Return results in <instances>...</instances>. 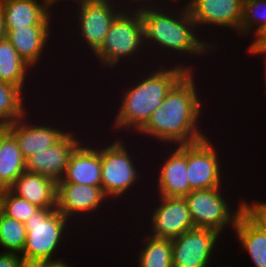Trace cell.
<instances>
[{"label": "cell", "instance_id": "obj_1", "mask_svg": "<svg viewBox=\"0 0 266 267\" xmlns=\"http://www.w3.org/2000/svg\"><path fill=\"white\" fill-rule=\"evenodd\" d=\"M139 12L151 65L153 62L178 65L192 72L199 69L194 62L205 65L202 59L218 55V51L199 32L183 0H173L168 5Z\"/></svg>", "mask_w": 266, "mask_h": 267}, {"label": "cell", "instance_id": "obj_2", "mask_svg": "<svg viewBox=\"0 0 266 267\" xmlns=\"http://www.w3.org/2000/svg\"><path fill=\"white\" fill-rule=\"evenodd\" d=\"M198 74L199 79L204 76L198 71L187 72L171 88L161 106L153 111L146 124L135 134L138 138L134 137V139H138L136 141L138 144L141 143L139 138L143 139V137L142 143L144 141L146 143L145 138L149 140L147 149L151 140L153 144L157 142V146L153 145L154 154L157 149L159 150L158 147L192 144L209 135L205 132L209 125L206 126L203 123L205 121L202 120L208 118L205 115L208 113L206 110L209 109L205 105L207 98L204 100V96L201 95L205 93L202 92L203 88L201 90L203 85L200 84L202 81L198 79ZM204 108H206L205 111Z\"/></svg>", "mask_w": 266, "mask_h": 267}, {"label": "cell", "instance_id": "obj_3", "mask_svg": "<svg viewBox=\"0 0 266 267\" xmlns=\"http://www.w3.org/2000/svg\"><path fill=\"white\" fill-rule=\"evenodd\" d=\"M151 66L143 67V69L139 67L126 70V73L130 75L129 77L124 73L125 71H122L123 75L120 78H125L122 81L126 85L119 89V91L122 89L120 91L122 94L119 93L116 99L120 100L117 102L112 100L114 101L112 104L116 105L119 102L116 105L119 106L118 109L113 108V113H116H114V117L110 116L111 126L108 124L109 128H107L110 129L108 130L110 132L113 130L111 134L113 133L114 136L119 132L123 134L125 131L124 134L130 133L129 135H131L132 133L129 137L133 138L146 124L153 111L161 106L171 88L188 72L178 65L152 64ZM129 71L131 72L128 73Z\"/></svg>", "mask_w": 266, "mask_h": 267}, {"label": "cell", "instance_id": "obj_4", "mask_svg": "<svg viewBox=\"0 0 266 267\" xmlns=\"http://www.w3.org/2000/svg\"><path fill=\"white\" fill-rule=\"evenodd\" d=\"M109 133L110 132H107L106 139H104L105 136L100 135L98 133L99 138L100 136H102L100 138L102 142L101 143V187H102V190L105 196L111 201V204H114L115 207L117 205L119 207L121 206L119 210L120 211L123 210L124 212L125 210L123 206L127 205L126 201L129 198L133 199L131 201L133 204L132 206H135L134 204L137 202L139 203L140 201H143L137 198L139 197V194H140V192L138 191V188L139 187L141 188L144 187L146 189L148 188V186H145L149 184L146 182L147 180L145 179L144 174L147 175L149 173L144 172V171L145 169L146 171H149V170L147 168H141L144 165V163H142V165L141 163H139L138 160L140 158L133 151L134 148L132 147L135 145V141H134L135 139H133V141L130 140L129 141L130 143L128 144L127 140L129 137H125V136L123 137V135L122 136L117 135L116 137L115 136L113 137V135L108 136ZM125 138L127 139L125 140ZM130 144H132V146ZM137 157H138V160H137ZM144 181L146 184L144 183ZM136 190L138 192H136ZM137 193L138 195H136ZM131 194L133 197L131 196ZM133 194L137 196L135 200H134L135 196ZM129 195L130 197H128ZM124 199H125V202H122L124 201ZM137 199H139V201H137ZM133 201L134 202L136 201V202L133 203ZM119 202L125 203V205L124 204L120 205Z\"/></svg>", "mask_w": 266, "mask_h": 267}, {"label": "cell", "instance_id": "obj_5", "mask_svg": "<svg viewBox=\"0 0 266 267\" xmlns=\"http://www.w3.org/2000/svg\"><path fill=\"white\" fill-rule=\"evenodd\" d=\"M145 50L141 13L122 10L108 30L102 47L91 56V59L95 60L92 62L96 65L94 67L97 68L99 65L106 77L108 73L104 72L108 70L110 71L109 74L112 71L114 74L116 69H121L114 74L121 75L122 68L126 71L128 67L131 70L139 68L138 66L143 68L146 65H151L150 58L147 56L148 52Z\"/></svg>", "mask_w": 266, "mask_h": 267}, {"label": "cell", "instance_id": "obj_6", "mask_svg": "<svg viewBox=\"0 0 266 267\" xmlns=\"http://www.w3.org/2000/svg\"><path fill=\"white\" fill-rule=\"evenodd\" d=\"M25 227L27 236L20 256L27 266L42 261L63 258L59 256L61 254L59 252H61L60 249L64 250L63 248L67 250V240H71L69 237H73L70 235L84 232L78 230L77 226L64 217L56 208H40L27 219ZM73 230L76 231L74 232Z\"/></svg>", "mask_w": 266, "mask_h": 267}, {"label": "cell", "instance_id": "obj_7", "mask_svg": "<svg viewBox=\"0 0 266 267\" xmlns=\"http://www.w3.org/2000/svg\"><path fill=\"white\" fill-rule=\"evenodd\" d=\"M58 5H60L58 6L60 7L59 12L63 11L59 15L61 16V18L64 16L62 19L59 18V20H61L60 22L62 23L61 29L64 30L63 28L65 26L64 25L65 23L67 25L66 33L69 32L66 39L70 41V39L72 40V38H74V36L77 35L75 37L76 38L75 44L72 47L73 49L74 47L76 48L80 47L79 49H82L81 47L85 45L83 46L82 50L85 51L86 55L83 51L82 53L79 54H82L81 55L82 57L83 55L87 56L88 57L87 59H90L91 55L93 56L102 47L108 30L110 29L117 15L122 11L121 7L114 2H81V3L62 4V5L58 4ZM61 7L68 9L67 14L68 15L71 14L69 15L70 17L65 13L66 12L65 9H61ZM62 20H64L65 22L63 23ZM68 24H70L71 29L68 27L69 26ZM72 30L75 31L73 32ZM70 31L72 35H69ZM76 41L80 42L77 43ZM76 44L80 46L78 47V45ZM87 53L90 54L89 55L90 57L87 55Z\"/></svg>", "mask_w": 266, "mask_h": 267}, {"label": "cell", "instance_id": "obj_8", "mask_svg": "<svg viewBox=\"0 0 266 267\" xmlns=\"http://www.w3.org/2000/svg\"><path fill=\"white\" fill-rule=\"evenodd\" d=\"M230 187L225 184V187L193 190L184 197L195 228L211 229L223 237L227 235L229 237V233L233 235L232 229L235 228L237 219L242 213V195L236 201L237 204L234 203L230 198L233 195L227 194L229 190L227 188Z\"/></svg>", "mask_w": 266, "mask_h": 267}, {"label": "cell", "instance_id": "obj_9", "mask_svg": "<svg viewBox=\"0 0 266 267\" xmlns=\"http://www.w3.org/2000/svg\"><path fill=\"white\" fill-rule=\"evenodd\" d=\"M143 190L146 189L143 188L140 191L142 195L140 198H143V200L145 198L146 202L144 204H140L141 206L144 205L141 213L140 205H137V208H139V213L137 215L139 217L141 216V219L146 220L145 222L146 224H148L146 225L145 222H143L144 220H142L143 224H140V230H137L136 233L137 236L138 234H142L141 232L138 233V231H141L142 226H144L142 227L143 230H146L145 232L149 235L168 239L179 237L185 231H189L195 228L187 202L184 197H162L156 195L152 196L150 195V191H147L149 193V196L151 197L150 198L149 196H147L149 198V200H147L148 198L143 196V193L145 192ZM152 197H154V199ZM148 201L149 203H147ZM145 204L148 207H145ZM144 209H147L146 213L148 212V214L143 212ZM143 216L146 218H144Z\"/></svg>", "mask_w": 266, "mask_h": 267}, {"label": "cell", "instance_id": "obj_10", "mask_svg": "<svg viewBox=\"0 0 266 267\" xmlns=\"http://www.w3.org/2000/svg\"><path fill=\"white\" fill-rule=\"evenodd\" d=\"M110 203L111 201L105 196L102 187H94L76 183H57L56 209L74 225H77L79 230H81V227H84L86 228V231H88V226L90 225L91 228L95 230L96 228H93L92 226L94 224H98L99 222L98 220L97 222L93 220L97 217V214L99 217H97V219L101 220V216L105 221L106 219L104 218V215L109 212L111 214V212H113L111 209L116 211L117 207L113 208L114 205ZM106 206H110L111 209ZM102 208L105 209L102 210ZM101 210L103 213H105L104 215H102ZM104 210H106V212ZM107 210L109 212H107ZM91 222H93V224H91ZM78 224L81 227H79Z\"/></svg>", "mask_w": 266, "mask_h": 267}, {"label": "cell", "instance_id": "obj_11", "mask_svg": "<svg viewBox=\"0 0 266 267\" xmlns=\"http://www.w3.org/2000/svg\"><path fill=\"white\" fill-rule=\"evenodd\" d=\"M186 4L189 13L195 22L199 32L207 38V41L216 49L218 52L223 47V44L220 45L217 42L218 36L224 35L222 32L226 31L230 34L233 33L234 36L236 35L237 39L240 38V25L243 17V1L244 0H183ZM211 28V29H210ZM214 28V29H213ZM222 28V29H221ZM205 29V30H204ZM220 29V31L216 30ZM204 30V31H203ZM211 34H219L215 37ZM230 32H229V31ZM212 31V32H211ZM214 31V32H213ZM203 32V33H202ZM207 34V35H204ZM210 37L217 38L216 42L215 39H211ZM209 38V39H208ZM213 40V41H211ZM220 48V49H219Z\"/></svg>", "mask_w": 266, "mask_h": 267}, {"label": "cell", "instance_id": "obj_12", "mask_svg": "<svg viewBox=\"0 0 266 267\" xmlns=\"http://www.w3.org/2000/svg\"><path fill=\"white\" fill-rule=\"evenodd\" d=\"M35 105L37 106L35 110H32L31 108V110L28 111L22 118L7 125L8 131L16 138L22 156L25 160L29 156L51 147L69 130V128L72 127L70 123L67 124L61 123L59 120L56 121L57 117L55 114V118L53 119V117L47 113L48 115L46 116H49L48 118L51 117L50 120H48L44 114L42 115L40 111L38 112V103H35ZM33 115L37 117L35 118ZM40 118L43 120H40Z\"/></svg>", "mask_w": 266, "mask_h": 267}, {"label": "cell", "instance_id": "obj_13", "mask_svg": "<svg viewBox=\"0 0 266 267\" xmlns=\"http://www.w3.org/2000/svg\"><path fill=\"white\" fill-rule=\"evenodd\" d=\"M212 138L208 135L198 142L187 144V180L192 190L223 187L224 182L229 181L225 176L228 174L225 173L227 165L220 152L223 149L217 148Z\"/></svg>", "mask_w": 266, "mask_h": 267}, {"label": "cell", "instance_id": "obj_14", "mask_svg": "<svg viewBox=\"0 0 266 267\" xmlns=\"http://www.w3.org/2000/svg\"><path fill=\"white\" fill-rule=\"evenodd\" d=\"M162 148L160 149V153H164L163 156H160V162H162L159 163L158 161L155 164L157 166L150 165L152 164V162L148 163V166H151L148 169L150 170L148 175H151V178H149L148 175L146 176V178L147 180L150 179V181L148 182V186H151L150 189L147 190L150 191L152 189L151 192L156 191L154 193L150 192V194L156 196L185 197L187 194L193 191L190 188V184L187 180V144L176 146H162ZM152 166L154 168H152ZM154 175L156 178L153 177Z\"/></svg>", "mask_w": 266, "mask_h": 267}, {"label": "cell", "instance_id": "obj_15", "mask_svg": "<svg viewBox=\"0 0 266 267\" xmlns=\"http://www.w3.org/2000/svg\"><path fill=\"white\" fill-rule=\"evenodd\" d=\"M222 236L211 229L194 228L171 239L173 267H212L216 265L220 262L218 261L219 257L216 258L217 255H221L218 251L224 245L222 242H226L225 237Z\"/></svg>", "mask_w": 266, "mask_h": 267}, {"label": "cell", "instance_id": "obj_16", "mask_svg": "<svg viewBox=\"0 0 266 267\" xmlns=\"http://www.w3.org/2000/svg\"><path fill=\"white\" fill-rule=\"evenodd\" d=\"M74 125V127L82 125L80 127L81 131L72 126V130L69 128V130L51 147L29 156L25 161L26 171L47 176L56 183L60 181L65 174L70 155L85 137L90 134L89 130L88 132L86 131V126H83V124L80 123L76 125L74 123ZM82 127L84 129L83 133Z\"/></svg>", "mask_w": 266, "mask_h": 267}, {"label": "cell", "instance_id": "obj_17", "mask_svg": "<svg viewBox=\"0 0 266 267\" xmlns=\"http://www.w3.org/2000/svg\"><path fill=\"white\" fill-rule=\"evenodd\" d=\"M55 31L57 30L54 26H25L22 28L6 30V38L16 49L19 56L36 72V75H41L39 72L40 70L37 68L41 67L42 69L43 67L41 63L45 62V64H43V69H46V63L47 66L49 65V63L46 61V57L49 55V58H52L50 57L51 46L55 44V41L59 42V40H56L54 37L58 35V33ZM52 38H55V40ZM52 41L54 42L53 44Z\"/></svg>", "mask_w": 266, "mask_h": 267}, {"label": "cell", "instance_id": "obj_18", "mask_svg": "<svg viewBox=\"0 0 266 267\" xmlns=\"http://www.w3.org/2000/svg\"><path fill=\"white\" fill-rule=\"evenodd\" d=\"M0 6L6 30L54 25H57V29L60 26L55 21L59 18L56 17L59 7L55 0H0Z\"/></svg>", "mask_w": 266, "mask_h": 267}, {"label": "cell", "instance_id": "obj_19", "mask_svg": "<svg viewBox=\"0 0 266 267\" xmlns=\"http://www.w3.org/2000/svg\"><path fill=\"white\" fill-rule=\"evenodd\" d=\"M89 137L88 134L72 152L65 174L57 183L101 187V142L97 135V139L93 137L94 140Z\"/></svg>", "mask_w": 266, "mask_h": 267}, {"label": "cell", "instance_id": "obj_20", "mask_svg": "<svg viewBox=\"0 0 266 267\" xmlns=\"http://www.w3.org/2000/svg\"><path fill=\"white\" fill-rule=\"evenodd\" d=\"M9 189L39 208H56L57 183L47 176L25 171Z\"/></svg>", "mask_w": 266, "mask_h": 267}, {"label": "cell", "instance_id": "obj_21", "mask_svg": "<svg viewBox=\"0 0 266 267\" xmlns=\"http://www.w3.org/2000/svg\"><path fill=\"white\" fill-rule=\"evenodd\" d=\"M36 72L19 56L16 49L5 37L0 41V81L19 87L27 96L35 89ZM33 76V78H31ZM30 78V79H29ZM33 79V81H31ZM29 80V81H28ZM35 80V81H34ZM30 82L35 84L31 85ZM29 85H28V84ZM32 86V87H28ZM31 90V91H30ZM28 91V92H26Z\"/></svg>", "mask_w": 266, "mask_h": 267}, {"label": "cell", "instance_id": "obj_22", "mask_svg": "<svg viewBox=\"0 0 266 267\" xmlns=\"http://www.w3.org/2000/svg\"><path fill=\"white\" fill-rule=\"evenodd\" d=\"M232 239L248 254L254 267H266V232L257 228L243 213L237 219ZM239 242V243H238ZM240 245V246H239Z\"/></svg>", "mask_w": 266, "mask_h": 267}, {"label": "cell", "instance_id": "obj_23", "mask_svg": "<svg viewBox=\"0 0 266 267\" xmlns=\"http://www.w3.org/2000/svg\"><path fill=\"white\" fill-rule=\"evenodd\" d=\"M142 238L137 237V241H134L138 243L140 241V245H136L137 247H140L137 251L138 254H136L133 262L135 261L137 266L134 267H173L172 265V241L168 238H160V237H154L152 235H149L148 233L144 232L142 229Z\"/></svg>", "mask_w": 266, "mask_h": 267}, {"label": "cell", "instance_id": "obj_24", "mask_svg": "<svg viewBox=\"0 0 266 267\" xmlns=\"http://www.w3.org/2000/svg\"><path fill=\"white\" fill-rule=\"evenodd\" d=\"M25 161L16 138L8 131L0 143V190L9 189L26 171Z\"/></svg>", "mask_w": 266, "mask_h": 267}, {"label": "cell", "instance_id": "obj_25", "mask_svg": "<svg viewBox=\"0 0 266 267\" xmlns=\"http://www.w3.org/2000/svg\"><path fill=\"white\" fill-rule=\"evenodd\" d=\"M28 98L19 87L0 81V124H12L34 108Z\"/></svg>", "mask_w": 266, "mask_h": 267}, {"label": "cell", "instance_id": "obj_26", "mask_svg": "<svg viewBox=\"0 0 266 267\" xmlns=\"http://www.w3.org/2000/svg\"><path fill=\"white\" fill-rule=\"evenodd\" d=\"M26 236L27 229L25 223L9 218L0 211L1 252L21 255L24 249Z\"/></svg>", "mask_w": 266, "mask_h": 267}, {"label": "cell", "instance_id": "obj_27", "mask_svg": "<svg viewBox=\"0 0 266 267\" xmlns=\"http://www.w3.org/2000/svg\"><path fill=\"white\" fill-rule=\"evenodd\" d=\"M266 25V0H244L240 40H250ZM245 37V38H244Z\"/></svg>", "mask_w": 266, "mask_h": 267}, {"label": "cell", "instance_id": "obj_28", "mask_svg": "<svg viewBox=\"0 0 266 267\" xmlns=\"http://www.w3.org/2000/svg\"><path fill=\"white\" fill-rule=\"evenodd\" d=\"M39 209L10 189L0 190V211L9 218L25 223Z\"/></svg>", "mask_w": 266, "mask_h": 267}, {"label": "cell", "instance_id": "obj_29", "mask_svg": "<svg viewBox=\"0 0 266 267\" xmlns=\"http://www.w3.org/2000/svg\"><path fill=\"white\" fill-rule=\"evenodd\" d=\"M244 196V197H243ZM242 196V213L260 230L266 232V201Z\"/></svg>", "mask_w": 266, "mask_h": 267}, {"label": "cell", "instance_id": "obj_30", "mask_svg": "<svg viewBox=\"0 0 266 267\" xmlns=\"http://www.w3.org/2000/svg\"><path fill=\"white\" fill-rule=\"evenodd\" d=\"M173 0H117V4L124 11H141L147 8H154L168 5Z\"/></svg>", "mask_w": 266, "mask_h": 267}, {"label": "cell", "instance_id": "obj_31", "mask_svg": "<svg viewBox=\"0 0 266 267\" xmlns=\"http://www.w3.org/2000/svg\"><path fill=\"white\" fill-rule=\"evenodd\" d=\"M252 41L249 42L246 48L247 56L260 57L261 59L266 55V25L261 28L253 37ZM260 55V56H259Z\"/></svg>", "mask_w": 266, "mask_h": 267}, {"label": "cell", "instance_id": "obj_32", "mask_svg": "<svg viewBox=\"0 0 266 267\" xmlns=\"http://www.w3.org/2000/svg\"><path fill=\"white\" fill-rule=\"evenodd\" d=\"M0 267H28L22 257L16 253L0 251Z\"/></svg>", "mask_w": 266, "mask_h": 267}, {"label": "cell", "instance_id": "obj_33", "mask_svg": "<svg viewBox=\"0 0 266 267\" xmlns=\"http://www.w3.org/2000/svg\"><path fill=\"white\" fill-rule=\"evenodd\" d=\"M65 259H67V257L65 258L63 256V258H61V259L42 261V262H38V263L32 264V265H30L28 267H75L74 266L75 263H73V265H72V264H70V262H69L70 260L69 259L66 260V261H65Z\"/></svg>", "mask_w": 266, "mask_h": 267}, {"label": "cell", "instance_id": "obj_34", "mask_svg": "<svg viewBox=\"0 0 266 267\" xmlns=\"http://www.w3.org/2000/svg\"><path fill=\"white\" fill-rule=\"evenodd\" d=\"M71 4V3H81V2H114L117 3V0H60L58 4Z\"/></svg>", "mask_w": 266, "mask_h": 267}, {"label": "cell", "instance_id": "obj_35", "mask_svg": "<svg viewBox=\"0 0 266 267\" xmlns=\"http://www.w3.org/2000/svg\"><path fill=\"white\" fill-rule=\"evenodd\" d=\"M6 37V28L4 24V15L0 6V41Z\"/></svg>", "mask_w": 266, "mask_h": 267}, {"label": "cell", "instance_id": "obj_36", "mask_svg": "<svg viewBox=\"0 0 266 267\" xmlns=\"http://www.w3.org/2000/svg\"><path fill=\"white\" fill-rule=\"evenodd\" d=\"M8 132V127L7 125L0 124V143H1V138Z\"/></svg>", "mask_w": 266, "mask_h": 267}, {"label": "cell", "instance_id": "obj_37", "mask_svg": "<svg viewBox=\"0 0 266 267\" xmlns=\"http://www.w3.org/2000/svg\"><path fill=\"white\" fill-rule=\"evenodd\" d=\"M263 69H264V71H262L263 73H262V75L264 74V77L262 78V81H263V79H264V82H263V85L265 86V92L263 93V94H265L266 95V63H264L263 64Z\"/></svg>", "mask_w": 266, "mask_h": 267}, {"label": "cell", "instance_id": "obj_38", "mask_svg": "<svg viewBox=\"0 0 266 267\" xmlns=\"http://www.w3.org/2000/svg\"><path fill=\"white\" fill-rule=\"evenodd\" d=\"M220 263H221V262H219V265H218L219 267H233V264H231V262H230L228 265H227V264H226V265L221 264V266H220ZM230 264H231L232 266H231ZM218 266H217V264H216V266L214 265V266H212V267H218Z\"/></svg>", "mask_w": 266, "mask_h": 267}, {"label": "cell", "instance_id": "obj_39", "mask_svg": "<svg viewBox=\"0 0 266 267\" xmlns=\"http://www.w3.org/2000/svg\"><path fill=\"white\" fill-rule=\"evenodd\" d=\"M262 60H263V61H262V64H263V62L266 63V55L263 57Z\"/></svg>", "mask_w": 266, "mask_h": 267}]
</instances>
